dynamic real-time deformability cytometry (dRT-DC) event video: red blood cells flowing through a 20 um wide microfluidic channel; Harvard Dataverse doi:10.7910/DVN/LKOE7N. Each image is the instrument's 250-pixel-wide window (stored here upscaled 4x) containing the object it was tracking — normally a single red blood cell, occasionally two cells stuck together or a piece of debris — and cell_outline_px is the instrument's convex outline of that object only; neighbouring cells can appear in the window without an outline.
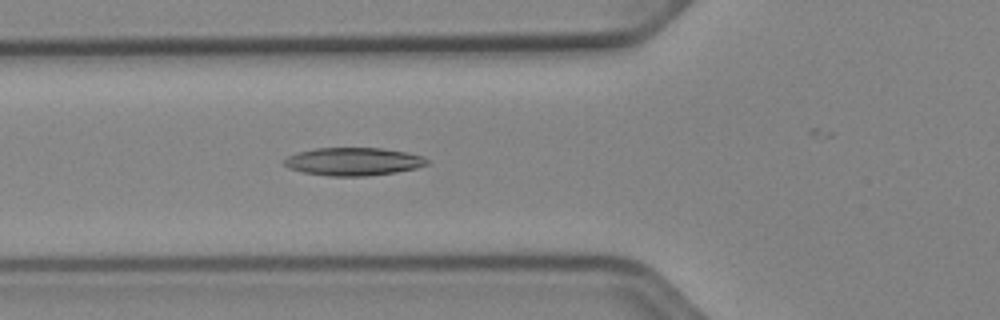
{"species": "Egyptian fruit bat (a non-hibernating species)", "species_latin": "Rousettus aegyptiacus", "temperature_condition": "cold", "stored_images_in_passage": 41, "camera_frame_rate_fps": 3000, "um_per_image_px": 0.085, "animal": {"sex": "female"}, "frame": {"image": 1, "passage_image": 18, "time_ms": 5.667, "image_size_px": [1000, 320], "cell_outline_px": [[428, 164], [416, 168], [396, 172], [368, 176], [328, 176], [304, 172], [288, 168], [284, 164], [284, 160], [288, 156], [300, 152], [316, 148], [380, 148], [408, 152], [424, 156], [428, 160]], "centroid_in_image_um": [30.07, 13.73], "position_along_channel_um": 95.7, "area_um2": 23.24}}
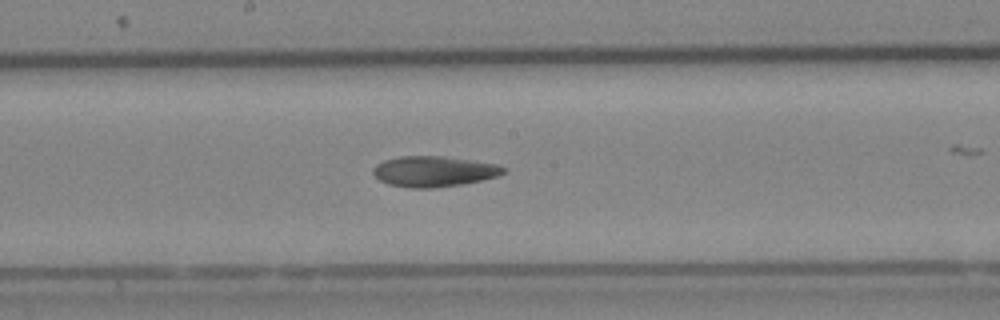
{"frame": {"image": 2, "passage_image": 27, "time_ms": 8.667, "image_size_px": [1000, 320], "cell_outline_px": [[508, 168], [500, 176], [460, 184], [436, 188], [412, 188], [388, 184], [380, 180], [372, 172], [372, 168], [376, 164], [384, 160], [400, 156], [444, 156], [496, 164]], "centroid_in_image_um": [36.87, 14.56], "position_along_channel_um": 211.3, "area_um2": 23.24}}
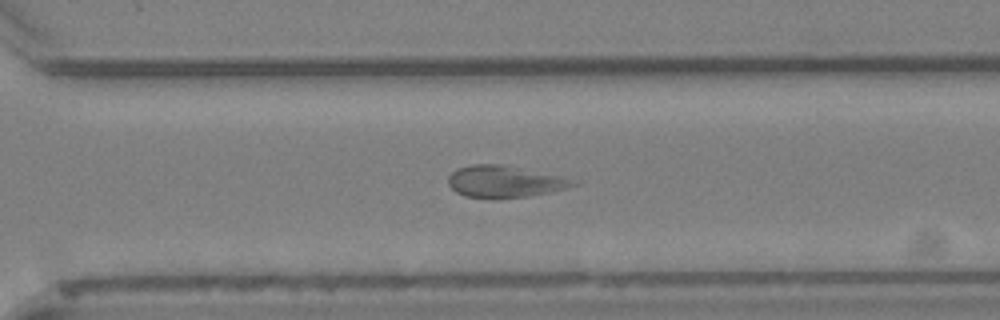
{"frame": {"image": 3, "passage_image": 36, "time_ms": 11.667, "image_size_px": [1000, 320], "cell_outline_px": [[584, 180], [580, 184], [552, 192], [528, 196], [492, 200], [464, 196], [456, 192], [448, 184], [448, 176], [456, 168], [472, 164], [504, 164]], "centroid_in_image_um": [42.97, 15.44], "position_along_channel_um": 327.6, "area_um2": 24.1}}